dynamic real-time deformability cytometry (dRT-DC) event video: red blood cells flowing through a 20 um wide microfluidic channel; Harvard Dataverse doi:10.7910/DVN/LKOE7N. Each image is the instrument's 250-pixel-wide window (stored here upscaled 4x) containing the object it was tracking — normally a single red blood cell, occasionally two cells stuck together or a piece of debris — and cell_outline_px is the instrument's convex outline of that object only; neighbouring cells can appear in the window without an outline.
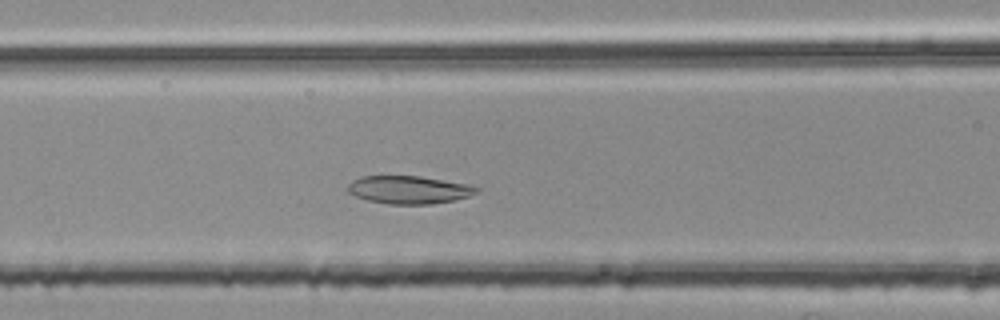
{"species": "common noctule bat (a hibernating species)", "species_latin": "Nyctalus noctula", "temperature_condition": "room temperature", "stored_images_in_passage": 42, "camera_frame_rate_fps": 3000, "um_per_image_px": 0.085, "animal": {"sex": "female", "body_mass_g": 25.1}, "frame": {"image": 1, "passage_image": 15, "time_ms": 4.667, "image_size_px": [1000, 320], "cell_outline_px": [[480, 192], [468, 196], [452, 200], [432, 204], [388, 204], [368, 200], [356, 196], [348, 192], [348, 184], [352, 180], [360, 176], [420, 176], [464, 184], [480, 188]], "centroid_in_image_um": [34.72, 16.13], "position_along_channel_um": 131.9, "area_um2": 20.75}}
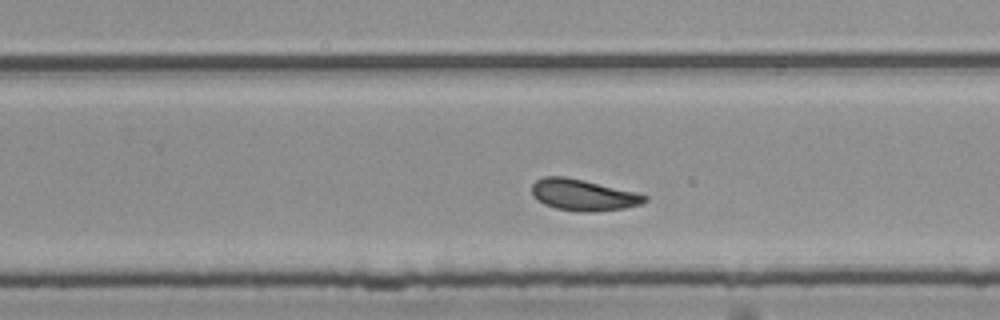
{"frame": {"image": 2, "passage_image": 27, "time_ms": 8.667, "image_size_px": [1000, 320], "cell_outline_px": [[648, 200], [640, 204], [624, 208], [592, 212], [584, 212], [556, 208], [544, 204], [532, 196], [532, 184], [536, 180], [544, 176], [564, 176], [584, 180], [636, 192], [648, 196]], "centroid_in_image_um": [49.56, 16.56], "position_along_channel_um": 280.2, "area_um2": 20.58}}
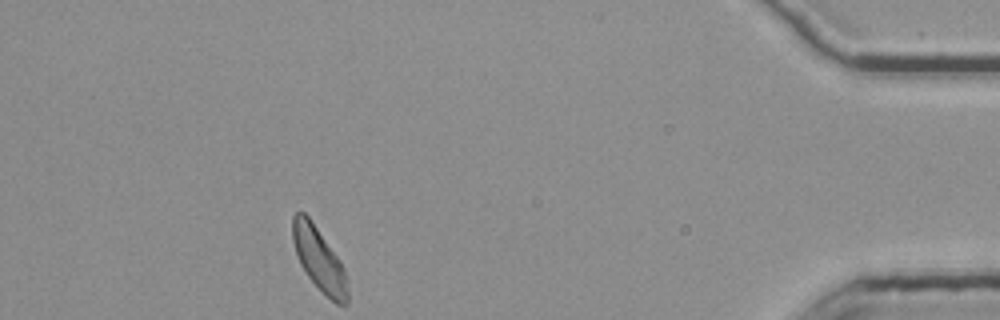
{"frame": {"image": 3, "passage_image": 42, "time_ms": 13.667, "image_size_px": [1000, 320], "cell_outline_px": [[348, 304], [336, 304], [308, 276], [300, 264], [292, 240], [292, 216], [296, 212], [304, 212], [308, 216], [340, 260], [344, 268], [348, 280]], "centroid_in_image_um": [27.13, 22.02], "position_along_channel_um": 408.1, "area_um2": 20.0}}